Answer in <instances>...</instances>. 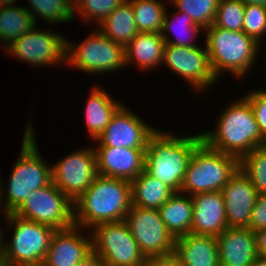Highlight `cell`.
Returning <instances> with one entry per match:
<instances>
[{
    "label": "cell",
    "instance_id": "ab89813d",
    "mask_svg": "<svg viewBox=\"0 0 266 266\" xmlns=\"http://www.w3.org/2000/svg\"><path fill=\"white\" fill-rule=\"evenodd\" d=\"M76 266H106V265L104 264L103 260L95 252L92 251Z\"/></svg>",
    "mask_w": 266,
    "mask_h": 266
},
{
    "label": "cell",
    "instance_id": "4dcf8cb0",
    "mask_svg": "<svg viewBox=\"0 0 266 266\" xmlns=\"http://www.w3.org/2000/svg\"><path fill=\"white\" fill-rule=\"evenodd\" d=\"M175 11L188 14L194 24L203 29L213 25L220 0H167Z\"/></svg>",
    "mask_w": 266,
    "mask_h": 266
},
{
    "label": "cell",
    "instance_id": "cb8c5ba5",
    "mask_svg": "<svg viewBox=\"0 0 266 266\" xmlns=\"http://www.w3.org/2000/svg\"><path fill=\"white\" fill-rule=\"evenodd\" d=\"M158 210L174 239L191 233L193 200L190 195L175 192Z\"/></svg>",
    "mask_w": 266,
    "mask_h": 266
},
{
    "label": "cell",
    "instance_id": "d590c367",
    "mask_svg": "<svg viewBox=\"0 0 266 266\" xmlns=\"http://www.w3.org/2000/svg\"><path fill=\"white\" fill-rule=\"evenodd\" d=\"M245 94L243 96L249 101L262 138L266 141V90L258 88Z\"/></svg>",
    "mask_w": 266,
    "mask_h": 266
},
{
    "label": "cell",
    "instance_id": "8992f818",
    "mask_svg": "<svg viewBox=\"0 0 266 266\" xmlns=\"http://www.w3.org/2000/svg\"><path fill=\"white\" fill-rule=\"evenodd\" d=\"M6 230L12 229L2 257L4 266H41L49 249L53 227L1 211ZM12 227V228H11Z\"/></svg>",
    "mask_w": 266,
    "mask_h": 266
},
{
    "label": "cell",
    "instance_id": "836d02e7",
    "mask_svg": "<svg viewBox=\"0 0 266 266\" xmlns=\"http://www.w3.org/2000/svg\"><path fill=\"white\" fill-rule=\"evenodd\" d=\"M245 4L240 0H220L213 25L232 31H243Z\"/></svg>",
    "mask_w": 266,
    "mask_h": 266
},
{
    "label": "cell",
    "instance_id": "7dc6e473",
    "mask_svg": "<svg viewBox=\"0 0 266 266\" xmlns=\"http://www.w3.org/2000/svg\"><path fill=\"white\" fill-rule=\"evenodd\" d=\"M0 177H1V175H0ZM1 206H2V204H1V199H0V209H1V211H2V208H1Z\"/></svg>",
    "mask_w": 266,
    "mask_h": 266
},
{
    "label": "cell",
    "instance_id": "1f68e13d",
    "mask_svg": "<svg viewBox=\"0 0 266 266\" xmlns=\"http://www.w3.org/2000/svg\"><path fill=\"white\" fill-rule=\"evenodd\" d=\"M239 169L258 193L266 192V145L253 149L239 160Z\"/></svg>",
    "mask_w": 266,
    "mask_h": 266
},
{
    "label": "cell",
    "instance_id": "f546056e",
    "mask_svg": "<svg viewBox=\"0 0 266 266\" xmlns=\"http://www.w3.org/2000/svg\"><path fill=\"white\" fill-rule=\"evenodd\" d=\"M141 33H161L167 5L161 0H129ZM166 5V6H165Z\"/></svg>",
    "mask_w": 266,
    "mask_h": 266
},
{
    "label": "cell",
    "instance_id": "ee69618b",
    "mask_svg": "<svg viewBox=\"0 0 266 266\" xmlns=\"http://www.w3.org/2000/svg\"><path fill=\"white\" fill-rule=\"evenodd\" d=\"M16 3V0H0V7L11 6Z\"/></svg>",
    "mask_w": 266,
    "mask_h": 266
},
{
    "label": "cell",
    "instance_id": "f35d334b",
    "mask_svg": "<svg viewBox=\"0 0 266 266\" xmlns=\"http://www.w3.org/2000/svg\"><path fill=\"white\" fill-rule=\"evenodd\" d=\"M255 235L258 255L266 257V228L256 231Z\"/></svg>",
    "mask_w": 266,
    "mask_h": 266
},
{
    "label": "cell",
    "instance_id": "5b68a950",
    "mask_svg": "<svg viewBox=\"0 0 266 266\" xmlns=\"http://www.w3.org/2000/svg\"><path fill=\"white\" fill-rule=\"evenodd\" d=\"M204 33V44L217 80L227 72L237 80L245 79L251 73L250 70L256 66L260 50L262 51L261 45L254 38L243 31H232L214 25L206 28Z\"/></svg>",
    "mask_w": 266,
    "mask_h": 266
},
{
    "label": "cell",
    "instance_id": "603a6c76",
    "mask_svg": "<svg viewBox=\"0 0 266 266\" xmlns=\"http://www.w3.org/2000/svg\"><path fill=\"white\" fill-rule=\"evenodd\" d=\"M165 41L161 33H141L124 47L125 66L134 64L141 71H150L163 62Z\"/></svg>",
    "mask_w": 266,
    "mask_h": 266
},
{
    "label": "cell",
    "instance_id": "7a4b0ae2",
    "mask_svg": "<svg viewBox=\"0 0 266 266\" xmlns=\"http://www.w3.org/2000/svg\"><path fill=\"white\" fill-rule=\"evenodd\" d=\"M219 116L213 131H201L202 141L210 148L240 160L253 149L266 145L251 105L244 96L226 105Z\"/></svg>",
    "mask_w": 266,
    "mask_h": 266
},
{
    "label": "cell",
    "instance_id": "ffe728a7",
    "mask_svg": "<svg viewBox=\"0 0 266 266\" xmlns=\"http://www.w3.org/2000/svg\"><path fill=\"white\" fill-rule=\"evenodd\" d=\"M192 197L191 233L219 236L227 229L225 201L221 191L198 193Z\"/></svg>",
    "mask_w": 266,
    "mask_h": 266
},
{
    "label": "cell",
    "instance_id": "277c9868",
    "mask_svg": "<svg viewBox=\"0 0 266 266\" xmlns=\"http://www.w3.org/2000/svg\"><path fill=\"white\" fill-rule=\"evenodd\" d=\"M157 129L148 139L144 170L174 192H180L195 149L203 142L201 133L176 136Z\"/></svg>",
    "mask_w": 266,
    "mask_h": 266
},
{
    "label": "cell",
    "instance_id": "74e56055",
    "mask_svg": "<svg viewBox=\"0 0 266 266\" xmlns=\"http://www.w3.org/2000/svg\"><path fill=\"white\" fill-rule=\"evenodd\" d=\"M141 266H183V264L175 253H172L167 256L146 258Z\"/></svg>",
    "mask_w": 266,
    "mask_h": 266
},
{
    "label": "cell",
    "instance_id": "9a60e30c",
    "mask_svg": "<svg viewBox=\"0 0 266 266\" xmlns=\"http://www.w3.org/2000/svg\"><path fill=\"white\" fill-rule=\"evenodd\" d=\"M157 129L123 104L103 133L93 141L96 143L93 147L146 149L149 137Z\"/></svg>",
    "mask_w": 266,
    "mask_h": 266
},
{
    "label": "cell",
    "instance_id": "60d3db41",
    "mask_svg": "<svg viewBox=\"0 0 266 266\" xmlns=\"http://www.w3.org/2000/svg\"><path fill=\"white\" fill-rule=\"evenodd\" d=\"M2 226L0 227V256L3 257L5 248H6V234L4 233V229L2 230Z\"/></svg>",
    "mask_w": 266,
    "mask_h": 266
},
{
    "label": "cell",
    "instance_id": "ba28073f",
    "mask_svg": "<svg viewBox=\"0 0 266 266\" xmlns=\"http://www.w3.org/2000/svg\"><path fill=\"white\" fill-rule=\"evenodd\" d=\"M92 30L79 43L67 39V66L90 75H105L125 68L124 47L107 38L97 27Z\"/></svg>",
    "mask_w": 266,
    "mask_h": 266
},
{
    "label": "cell",
    "instance_id": "b9f144b4",
    "mask_svg": "<svg viewBox=\"0 0 266 266\" xmlns=\"http://www.w3.org/2000/svg\"><path fill=\"white\" fill-rule=\"evenodd\" d=\"M242 3L246 4H253V5H259V6H265L266 7V0H240Z\"/></svg>",
    "mask_w": 266,
    "mask_h": 266
},
{
    "label": "cell",
    "instance_id": "ac0fdd59",
    "mask_svg": "<svg viewBox=\"0 0 266 266\" xmlns=\"http://www.w3.org/2000/svg\"><path fill=\"white\" fill-rule=\"evenodd\" d=\"M93 148L96 153L97 173L100 176L132 181L144 171L146 149Z\"/></svg>",
    "mask_w": 266,
    "mask_h": 266
},
{
    "label": "cell",
    "instance_id": "d6986e66",
    "mask_svg": "<svg viewBox=\"0 0 266 266\" xmlns=\"http://www.w3.org/2000/svg\"><path fill=\"white\" fill-rule=\"evenodd\" d=\"M216 240L220 266H251L259 256L250 228L227 227Z\"/></svg>",
    "mask_w": 266,
    "mask_h": 266
},
{
    "label": "cell",
    "instance_id": "7c38bea8",
    "mask_svg": "<svg viewBox=\"0 0 266 266\" xmlns=\"http://www.w3.org/2000/svg\"><path fill=\"white\" fill-rule=\"evenodd\" d=\"M124 222L146 258L174 253L175 239L168 232L159 210L131 206Z\"/></svg>",
    "mask_w": 266,
    "mask_h": 266
},
{
    "label": "cell",
    "instance_id": "9c48e42d",
    "mask_svg": "<svg viewBox=\"0 0 266 266\" xmlns=\"http://www.w3.org/2000/svg\"><path fill=\"white\" fill-rule=\"evenodd\" d=\"M37 25L14 40L4 53L19 61L37 66L52 68L67 65V38L56 30H42ZM7 51V52H6ZM64 63V65H63ZM57 65V66H56Z\"/></svg>",
    "mask_w": 266,
    "mask_h": 266
},
{
    "label": "cell",
    "instance_id": "e0dca14e",
    "mask_svg": "<svg viewBox=\"0 0 266 266\" xmlns=\"http://www.w3.org/2000/svg\"><path fill=\"white\" fill-rule=\"evenodd\" d=\"M221 192L225 201L227 226L249 228L259 194L249 178L238 169Z\"/></svg>",
    "mask_w": 266,
    "mask_h": 266
},
{
    "label": "cell",
    "instance_id": "f1b7e54d",
    "mask_svg": "<svg viewBox=\"0 0 266 266\" xmlns=\"http://www.w3.org/2000/svg\"><path fill=\"white\" fill-rule=\"evenodd\" d=\"M27 2L30 7L25 9L36 23L42 19L45 23L55 26L75 20L74 4L70 0H27Z\"/></svg>",
    "mask_w": 266,
    "mask_h": 266
},
{
    "label": "cell",
    "instance_id": "e575fe53",
    "mask_svg": "<svg viewBox=\"0 0 266 266\" xmlns=\"http://www.w3.org/2000/svg\"><path fill=\"white\" fill-rule=\"evenodd\" d=\"M243 32L262 44V38L266 36V7L246 4ZM263 36V37H262Z\"/></svg>",
    "mask_w": 266,
    "mask_h": 266
},
{
    "label": "cell",
    "instance_id": "3957f363",
    "mask_svg": "<svg viewBox=\"0 0 266 266\" xmlns=\"http://www.w3.org/2000/svg\"><path fill=\"white\" fill-rule=\"evenodd\" d=\"M31 121L32 119L26 124L21 151L16 163L13 164L14 167L12 166L6 185H3L0 177L2 210L8 213H13L27 199L30 192L52 182V165L46 163L38 149L36 135H34L35 128Z\"/></svg>",
    "mask_w": 266,
    "mask_h": 266
},
{
    "label": "cell",
    "instance_id": "4fadbf2b",
    "mask_svg": "<svg viewBox=\"0 0 266 266\" xmlns=\"http://www.w3.org/2000/svg\"><path fill=\"white\" fill-rule=\"evenodd\" d=\"M162 65L181 76L195 93H203L216 85L206 45L202 48L200 45L181 47L165 44Z\"/></svg>",
    "mask_w": 266,
    "mask_h": 266
},
{
    "label": "cell",
    "instance_id": "f6af8a7d",
    "mask_svg": "<svg viewBox=\"0 0 266 266\" xmlns=\"http://www.w3.org/2000/svg\"><path fill=\"white\" fill-rule=\"evenodd\" d=\"M0 266H4V264L2 263V257L0 256Z\"/></svg>",
    "mask_w": 266,
    "mask_h": 266
},
{
    "label": "cell",
    "instance_id": "44dd1931",
    "mask_svg": "<svg viewBox=\"0 0 266 266\" xmlns=\"http://www.w3.org/2000/svg\"><path fill=\"white\" fill-rule=\"evenodd\" d=\"M174 253L183 266H220L215 236L183 235L175 239Z\"/></svg>",
    "mask_w": 266,
    "mask_h": 266
},
{
    "label": "cell",
    "instance_id": "bcb514c9",
    "mask_svg": "<svg viewBox=\"0 0 266 266\" xmlns=\"http://www.w3.org/2000/svg\"><path fill=\"white\" fill-rule=\"evenodd\" d=\"M73 4H75L79 0H70Z\"/></svg>",
    "mask_w": 266,
    "mask_h": 266
},
{
    "label": "cell",
    "instance_id": "5bb4252c",
    "mask_svg": "<svg viewBox=\"0 0 266 266\" xmlns=\"http://www.w3.org/2000/svg\"><path fill=\"white\" fill-rule=\"evenodd\" d=\"M63 156L51 166L52 182L74 202L98 176L93 144Z\"/></svg>",
    "mask_w": 266,
    "mask_h": 266
},
{
    "label": "cell",
    "instance_id": "30bf717a",
    "mask_svg": "<svg viewBox=\"0 0 266 266\" xmlns=\"http://www.w3.org/2000/svg\"><path fill=\"white\" fill-rule=\"evenodd\" d=\"M89 231L92 251L106 266H141L145 261L146 257L124 221L98 224Z\"/></svg>",
    "mask_w": 266,
    "mask_h": 266
},
{
    "label": "cell",
    "instance_id": "7bdbcfd3",
    "mask_svg": "<svg viewBox=\"0 0 266 266\" xmlns=\"http://www.w3.org/2000/svg\"><path fill=\"white\" fill-rule=\"evenodd\" d=\"M251 266H266V257L258 256Z\"/></svg>",
    "mask_w": 266,
    "mask_h": 266
},
{
    "label": "cell",
    "instance_id": "8fae6325",
    "mask_svg": "<svg viewBox=\"0 0 266 266\" xmlns=\"http://www.w3.org/2000/svg\"><path fill=\"white\" fill-rule=\"evenodd\" d=\"M13 214L55 230L68 229L74 225L73 202L53 182L30 192Z\"/></svg>",
    "mask_w": 266,
    "mask_h": 266
},
{
    "label": "cell",
    "instance_id": "2e32d148",
    "mask_svg": "<svg viewBox=\"0 0 266 266\" xmlns=\"http://www.w3.org/2000/svg\"><path fill=\"white\" fill-rule=\"evenodd\" d=\"M82 229L73 225L68 229L56 230L41 266H76L89 255L92 252V237L89 230L86 235Z\"/></svg>",
    "mask_w": 266,
    "mask_h": 266
},
{
    "label": "cell",
    "instance_id": "83f0119b",
    "mask_svg": "<svg viewBox=\"0 0 266 266\" xmlns=\"http://www.w3.org/2000/svg\"><path fill=\"white\" fill-rule=\"evenodd\" d=\"M37 24L25 7L17 4L0 7V46L3 47L2 50Z\"/></svg>",
    "mask_w": 266,
    "mask_h": 266
},
{
    "label": "cell",
    "instance_id": "6da1fadb",
    "mask_svg": "<svg viewBox=\"0 0 266 266\" xmlns=\"http://www.w3.org/2000/svg\"><path fill=\"white\" fill-rule=\"evenodd\" d=\"M131 206L130 181L98 175L73 202V222L87 234L98 224L124 221Z\"/></svg>",
    "mask_w": 266,
    "mask_h": 266
},
{
    "label": "cell",
    "instance_id": "d6a6232c",
    "mask_svg": "<svg viewBox=\"0 0 266 266\" xmlns=\"http://www.w3.org/2000/svg\"><path fill=\"white\" fill-rule=\"evenodd\" d=\"M123 1L125 0H79L74 4V18L80 15L83 24L90 25L93 22L96 24L94 28L98 27Z\"/></svg>",
    "mask_w": 266,
    "mask_h": 266
},
{
    "label": "cell",
    "instance_id": "8d00e7d4",
    "mask_svg": "<svg viewBox=\"0 0 266 266\" xmlns=\"http://www.w3.org/2000/svg\"><path fill=\"white\" fill-rule=\"evenodd\" d=\"M249 228L253 232L266 228V192L258 194L257 201L252 210Z\"/></svg>",
    "mask_w": 266,
    "mask_h": 266
},
{
    "label": "cell",
    "instance_id": "484cf974",
    "mask_svg": "<svg viewBox=\"0 0 266 266\" xmlns=\"http://www.w3.org/2000/svg\"><path fill=\"white\" fill-rule=\"evenodd\" d=\"M107 38L125 47L139 33L129 0L117 7L97 27Z\"/></svg>",
    "mask_w": 266,
    "mask_h": 266
},
{
    "label": "cell",
    "instance_id": "d4e9b609",
    "mask_svg": "<svg viewBox=\"0 0 266 266\" xmlns=\"http://www.w3.org/2000/svg\"><path fill=\"white\" fill-rule=\"evenodd\" d=\"M130 185L131 203L136 207L158 210L175 193L145 170L130 181Z\"/></svg>",
    "mask_w": 266,
    "mask_h": 266
},
{
    "label": "cell",
    "instance_id": "52a82bcc",
    "mask_svg": "<svg viewBox=\"0 0 266 266\" xmlns=\"http://www.w3.org/2000/svg\"><path fill=\"white\" fill-rule=\"evenodd\" d=\"M238 169L236 156L214 150L202 142L189 161L180 192L193 196L221 191Z\"/></svg>",
    "mask_w": 266,
    "mask_h": 266
},
{
    "label": "cell",
    "instance_id": "7402d4cb",
    "mask_svg": "<svg viewBox=\"0 0 266 266\" xmlns=\"http://www.w3.org/2000/svg\"><path fill=\"white\" fill-rule=\"evenodd\" d=\"M101 85H96L91 89L88 100L85 104L84 122L87 128V135L92 141L98 139L107 125L110 123L112 116L123 105V101L111 97Z\"/></svg>",
    "mask_w": 266,
    "mask_h": 266
},
{
    "label": "cell",
    "instance_id": "4316f807",
    "mask_svg": "<svg viewBox=\"0 0 266 266\" xmlns=\"http://www.w3.org/2000/svg\"><path fill=\"white\" fill-rule=\"evenodd\" d=\"M200 31L204 32L205 29L200 25L194 24L188 14L178 11L169 14L166 9L163 19V28L161 30V35L165 44L181 47L198 46L200 44L196 45V41L194 40L197 38L196 36L200 34ZM169 33L172 34L169 35ZM171 35L175 37L173 38Z\"/></svg>",
    "mask_w": 266,
    "mask_h": 266
}]
</instances>
